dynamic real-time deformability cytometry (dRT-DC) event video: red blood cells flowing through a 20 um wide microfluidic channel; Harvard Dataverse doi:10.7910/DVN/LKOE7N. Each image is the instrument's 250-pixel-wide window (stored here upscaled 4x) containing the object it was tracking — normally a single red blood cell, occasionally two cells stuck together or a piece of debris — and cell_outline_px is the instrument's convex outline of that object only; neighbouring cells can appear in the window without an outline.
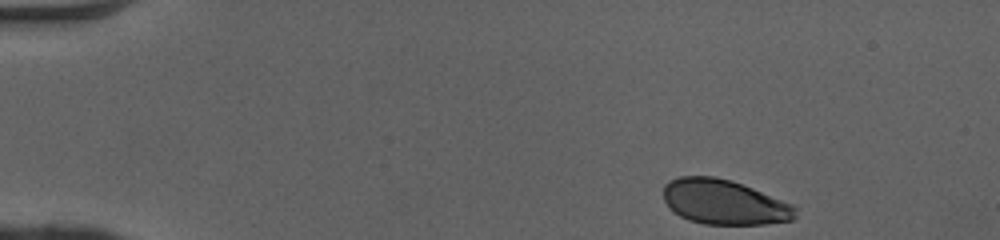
{"species": "human", "species_latin": "Homo sapiens", "temperature_condition": "cold", "stored_images_in_passage": 39, "camera_frame_rate_fps": 3000, "um_per_image_px": 0.085, "donor": {"sex": "female"}, "frame": {"image": 1, "passage_image": 1, "time_ms": 0.0, "image_size_px": [1000, 240], "cell_outline_px": [[796, 216], [792, 220], [764, 224], [704, 224], [688, 220], [680, 216], [668, 208], [664, 200], [664, 184], [668, 180], [680, 176], [716, 176], [732, 180], [792, 204], [796, 208]], "centroid_in_image_um": [61.51, 17.17], "position_along_channel_um": 23.5, "area_um2": 34.62}}
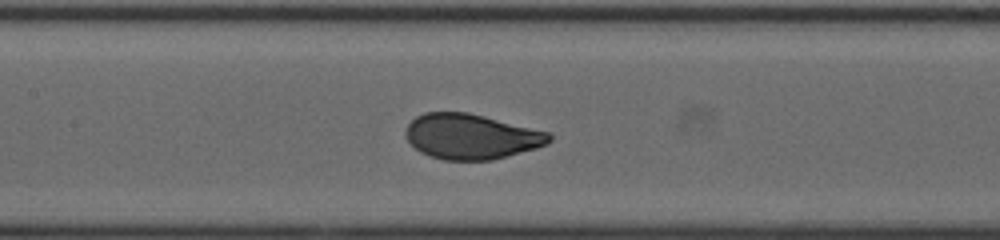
{"frame": {"image": 2, "passage_image": 19, "time_ms": 6.0, "image_size_px": [1000, 240], "cell_outline_px": [[552, 140], [548, 144], [536, 148], [492, 160], [444, 160], [428, 156], [420, 152], [408, 140], [404, 132], [408, 124], [416, 116], [424, 112], [468, 112], [552, 132]], "centroid_in_image_um": [40.08, 11.6], "position_along_channel_um": 167.3, "area_um2": 38.09}}
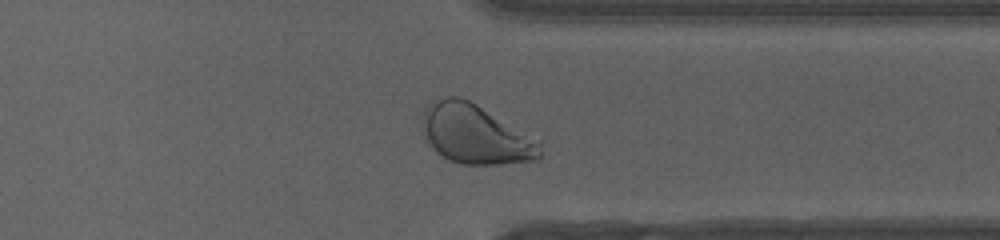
{"frame": {"image": 3, "passage_image": 34, "time_ms": 11.0, "image_size_px": [1000, 240], "cell_outline_px": [[544, 156], [540, 160], [500, 164], [460, 164], [448, 160], [436, 152], [424, 140], [420, 128], [420, 124], [424, 108], [432, 100], [448, 96], [460, 96], [476, 104], [540, 140]], "centroid_in_image_um": [40.39, 11.42], "position_along_channel_um": 371.0, "area_um2": 41.62}, "authors_computed_cell_mechanics": {"area_um2": 37.6278, "velocity_mm_per_s": 4.0731, "shape_relaxation_time_tau1_ms": 3.2596, "shape_relaxation_time_tau2_ms": null, "deformation_change_tau1": 0.1474, "deformation_change_tau2": null}}